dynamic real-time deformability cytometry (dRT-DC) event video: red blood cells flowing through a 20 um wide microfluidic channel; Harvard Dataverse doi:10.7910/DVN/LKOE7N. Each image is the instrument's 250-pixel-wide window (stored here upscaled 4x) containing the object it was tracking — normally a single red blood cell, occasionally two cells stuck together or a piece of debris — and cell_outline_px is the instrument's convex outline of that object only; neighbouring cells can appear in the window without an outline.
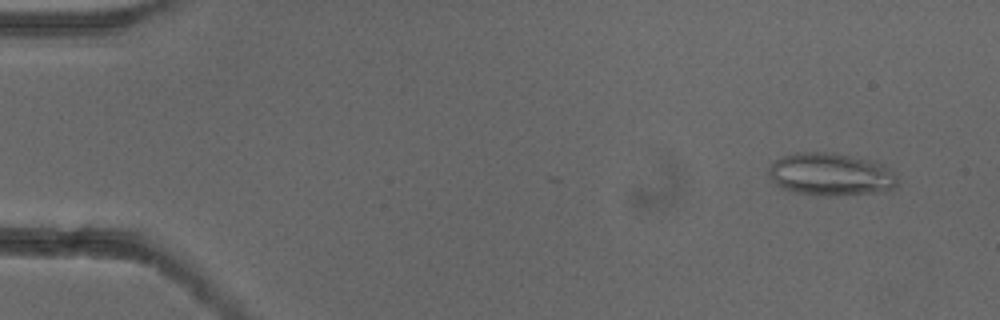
{"species": "common noctule bat (a hibernating species)", "species_latin": "Nyctalus noctula", "temperature_condition": "cold", "stored_images_in_passage": 9, "camera_frame_rate_fps": 3000, "um_per_image_px": 0.085, "animal": {"sex": "female"}, "frame": {"image": 1, "passage_image": 4, "time_ms": 1.0, "image_size_px": [1000, 320], "cell_outline_px": [[896, 184], [892, 188], [876, 192], [836, 196], [796, 192], [784, 188], [776, 184], [768, 176], [768, 168], [772, 160], [796, 152], [836, 152], [876, 160], [884, 164], [896, 176]], "centroid_in_image_um": [70.59, 14.78], "position_along_channel_um": 14.4, "area_um2": 32.19}}